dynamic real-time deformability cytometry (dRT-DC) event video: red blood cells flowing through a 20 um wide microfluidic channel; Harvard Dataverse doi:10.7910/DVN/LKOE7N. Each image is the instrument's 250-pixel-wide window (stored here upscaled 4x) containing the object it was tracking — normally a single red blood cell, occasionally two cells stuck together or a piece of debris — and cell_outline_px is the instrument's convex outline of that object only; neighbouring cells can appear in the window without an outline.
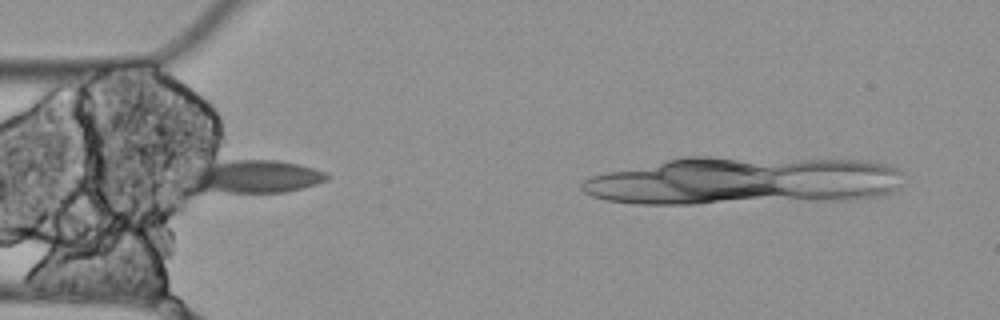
{"species": "Egyptian fruit bat (a non-hibernating species)", "species_latin": "Rousettus aegyptiacus", "temperature_condition": "cold", "stored_images_in_passage": 4, "camera_frame_rate_fps": 3000, "um_per_image_px": 0.085, "animal": {"sex": "female"}, "frame": {"image": 1, "passage_image": 1, "time_ms": 0.0, "image_size_px": [1000, 320], "cell_outline_px": [[328, 180], [316, 184], [284, 192], [192, 192], [184, 180], [180, 172], [228, 160], [276, 160], [300, 164], [328, 172]], "centroid_in_image_um": [21.46, 15.02], "position_along_channel_um": 63.5, "area_um2": 27.57}}
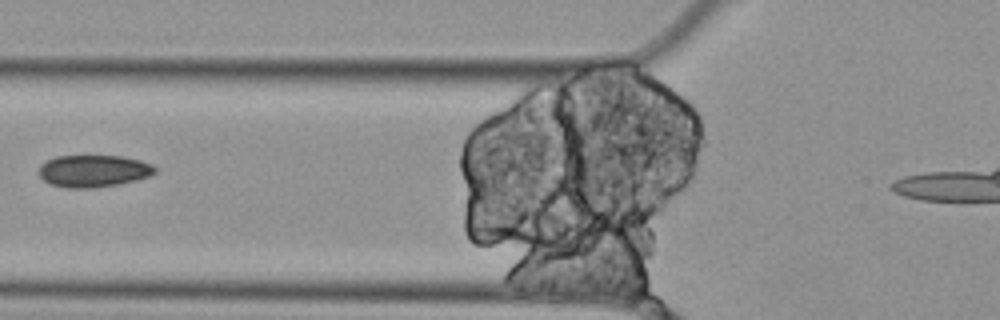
{"frame": {"image": 2, "passage_image": 2, "time_ms": 0.333, "image_size_px": [1000, 320], "cell_outline_px": [[156, 172], [148, 176], [136, 180], [120, 184], [92, 188], [68, 188], [48, 184], [40, 176], [40, 164], [56, 156], [124, 156], [140, 160], [152, 164], [156, 168]], "centroid_in_image_um": [7.95, 14.53], "position_along_channel_um": 117.8, "area_um2": 21.79}}
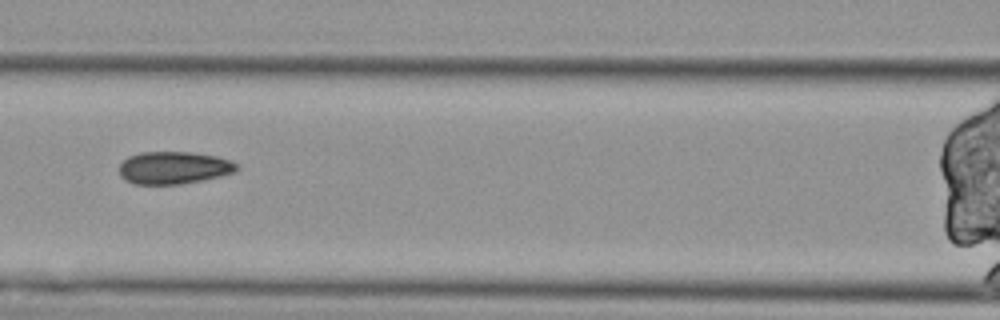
{"frame": {"image": 3, "passage_image": 3, "time_ms": 0.667, "image_size_px": [1000, 320], "cell_outline_px": [[240, 168], [236, 172], [220, 176], [180, 184], [132, 184], [124, 180], [120, 176], [120, 164], [128, 156], [140, 152], [192, 152], [216, 156], [232, 160]], "centroid_in_image_um": [14.77, 14.25], "position_along_channel_um": 151.8, "area_um2": 22.37}}